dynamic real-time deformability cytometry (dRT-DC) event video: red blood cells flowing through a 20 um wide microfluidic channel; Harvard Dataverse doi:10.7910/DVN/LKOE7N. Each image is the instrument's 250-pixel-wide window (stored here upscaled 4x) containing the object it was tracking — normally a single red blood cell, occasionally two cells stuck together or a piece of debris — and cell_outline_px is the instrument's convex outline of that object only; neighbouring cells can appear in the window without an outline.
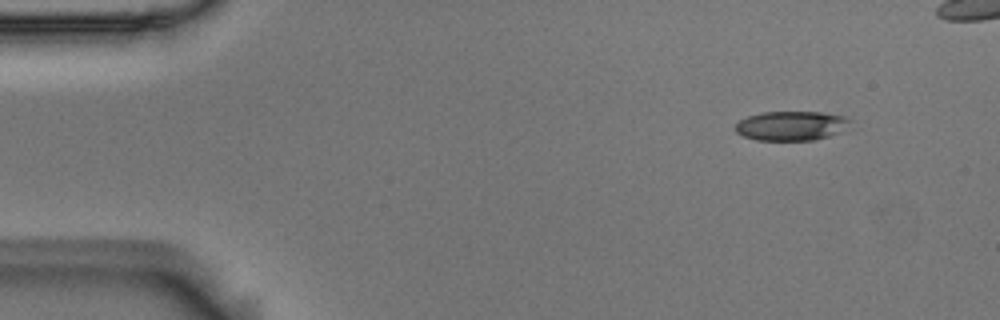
{"species": "Egyptian fruit bat (a non-hibernating species)", "species_latin": "Rousettus aegyptiacus", "temperature_condition": "room temperature", "stored_images_in_passage": 6, "camera_frame_rate_fps": 3000, "um_per_image_px": 0.085, "animal": {"sex": "male"}, "frame": {"image": 1, "passage_image": 2, "time_ms": 0.333, "image_size_px": [1000, 320], "cell_outline_px": [[852, 120], [840, 132], [816, 140], [756, 140], [744, 136], [736, 132], [736, 124], [740, 120], [748, 116], [764, 112], [824, 112], [844, 116]], "centroid_in_image_um": [67.26, 10.69], "position_along_channel_um": 17.7, "area_um2": 19.54}}